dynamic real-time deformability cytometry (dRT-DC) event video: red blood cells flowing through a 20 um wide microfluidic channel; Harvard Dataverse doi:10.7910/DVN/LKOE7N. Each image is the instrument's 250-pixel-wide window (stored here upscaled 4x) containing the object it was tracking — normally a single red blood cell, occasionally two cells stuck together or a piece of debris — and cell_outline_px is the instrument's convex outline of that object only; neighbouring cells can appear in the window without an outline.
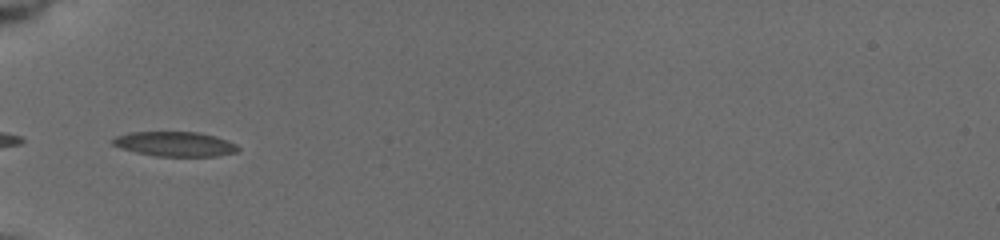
{"species": "common noctule bat (a hibernating species)", "species_latin": "Nyctalus noctula", "temperature_condition": "cold", "stored_images_in_passage": 15, "camera_frame_rate_fps": 3000, "um_per_image_px": 0.085, "animal": {"sex": "female", "body_mass_g": 19.5, "forearm_length_mm": 54.1}, "frame": {"image": 1, "passage_image": 1, "time_ms": 0.0, "image_size_px": [1000, 240], "cell_outline_px": [[240, 148], [236, 152], [216, 156], [156, 156], [136, 152], [120, 148], [112, 144], [108, 140], [116, 136], [128, 132], [196, 132], [216, 136], [228, 140], [236, 144]], "centroid_in_image_um": [14.84, 12.23], "position_along_channel_um": 70.2, "area_um2": 18.15}}
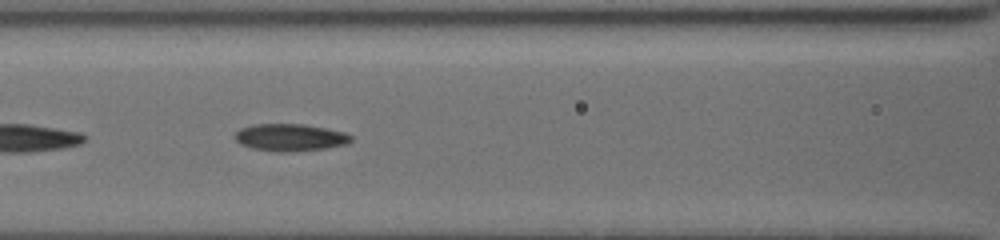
{"frame": {"image": 2, "passage_image": 7, "time_ms": 2.0, "image_size_px": [1000, 240], "cell_outline_px": [[352, 140], [348, 144], [324, 148], [284, 152], [276, 152], [252, 148], [240, 144], [236, 140], [236, 132], [240, 128], [252, 124], [304, 124], [344, 132], [352, 136]], "centroid_in_image_um": [24.65, 11.68], "position_along_channel_um": 141.9, "area_um2": 18.32}}
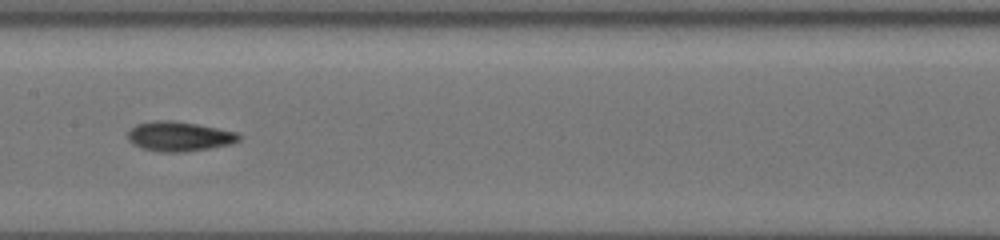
{"frame": {"image": 3, "passage_image": 11, "time_ms": 3.333, "image_size_px": [1000, 240], "cell_outline_px": [[240, 140], [232, 144], [184, 152], [160, 152], [140, 148], [132, 144], [128, 140], [128, 132], [136, 124], [156, 120], [172, 120], [196, 124], [236, 132], [240, 136]], "centroid_in_image_um": [15.2, 11.6], "position_along_channel_um": 192.2, "area_um2": 19.19}}